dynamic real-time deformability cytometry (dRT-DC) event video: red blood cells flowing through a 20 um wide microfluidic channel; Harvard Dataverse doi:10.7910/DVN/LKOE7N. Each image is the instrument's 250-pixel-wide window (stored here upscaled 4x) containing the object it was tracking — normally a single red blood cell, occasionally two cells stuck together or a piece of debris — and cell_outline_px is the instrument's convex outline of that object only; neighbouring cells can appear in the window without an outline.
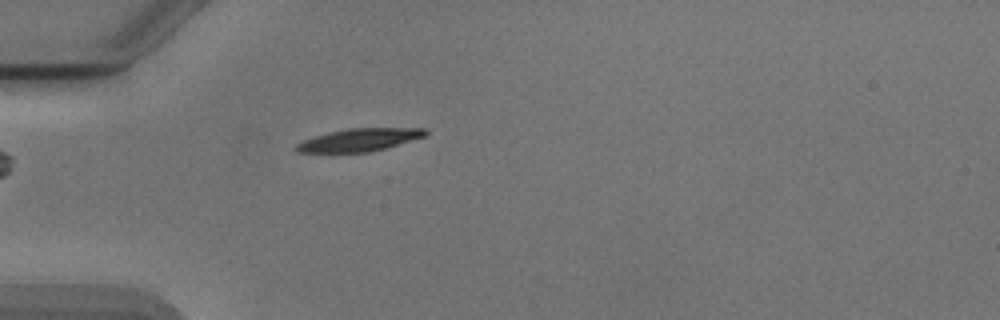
{"species": "Egyptian fruit bat (a non-hibernating species)", "species_latin": "Rousettus aegyptiacus", "temperature_condition": "cold", "stored_images_in_passage": 38, "camera_frame_rate_fps": 3000, "um_per_image_px": 0.085, "animal": {"sex": "male"}, "frame": {"image": 1, "passage_image": 1, "time_ms": 0.0, "image_size_px": [1000, 320], "cell_outline_px": [[428, 132], [424, 136], [384, 148], [368, 152], [296, 152], [296, 144], [304, 140], [328, 132], [348, 128], [424, 128]], "centroid_in_image_um": [30.52, 11.88], "position_along_channel_um": 54.5, "area_um2": 16.7}}
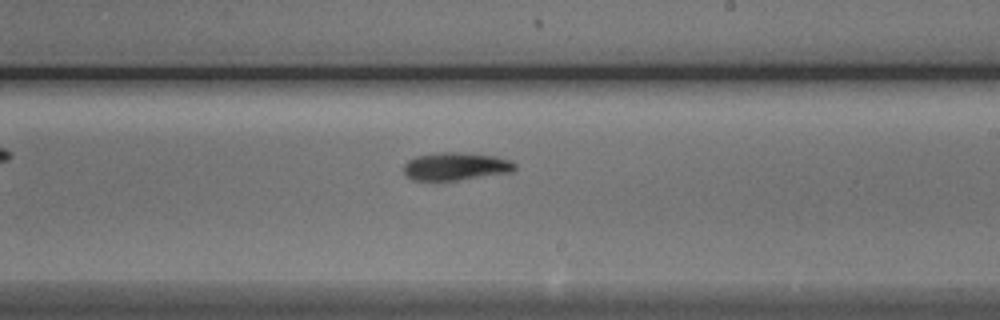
{"frame": {"image": 2, "passage_image": 17, "time_ms": 5.333, "image_size_px": [1000, 320], "cell_outline_px": [[516, 168], [512, 172], [456, 180], [412, 180], [404, 172], [404, 164], [408, 160], [416, 156], [444, 152], [460, 152], [496, 156], [512, 160], [516, 164]], "centroid_in_image_um": [38.77, 14.13], "position_along_channel_um": 250.2, "area_um2": 17.98}}
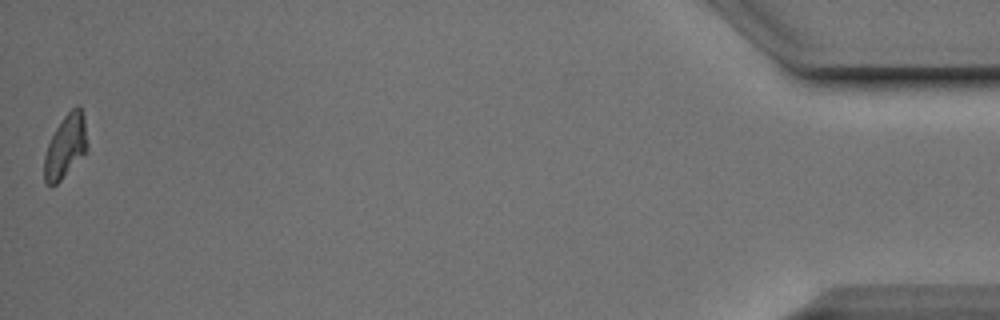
{"frame": {"image": 3, "passage_image": 38, "time_ms": 12.333, "image_size_px": [1000, 320], "cell_outline_px": [[88, 148], [60, 180], [56, 184], [44, 184], [44, 156], [48, 144], [56, 128], [64, 116], [76, 104], [80, 108], [84, 116], [88, 144]], "centroid_in_image_um": [5.57, 12.41], "position_along_channel_um": 429.6, "area_um2": 15.55}, "authors_computed_cell_mechanics": {"area_um2": 17.1666, "velocity_mm_per_s": 3.8747, "shape_relaxation_time_tau1_ms": 2.2132, "shape_relaxation_time_tau2_ms": null, "deformation_change_tau1": 0.1447, "deformation_change_tau2": null}}